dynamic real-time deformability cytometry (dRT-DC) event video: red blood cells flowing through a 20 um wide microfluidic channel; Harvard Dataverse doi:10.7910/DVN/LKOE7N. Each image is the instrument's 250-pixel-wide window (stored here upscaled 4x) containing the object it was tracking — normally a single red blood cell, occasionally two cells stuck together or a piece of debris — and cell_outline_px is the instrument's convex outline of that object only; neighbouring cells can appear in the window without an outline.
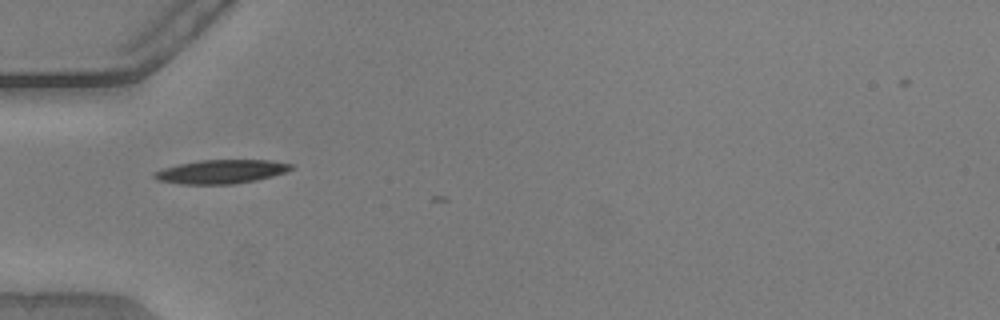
{"species": "common noctule bat (a hibernating species)", "species_latin": "Nyctalus noctula", "temperature_condition": "warm", "stored_images_in_passage": 2, "camera_frame_rate_fps": 3000, "um_per_image_px": 0.085, "animal": {"sex": "male", "body_mass_g": 20.5, "forearm_length_mm": 52.5}, "frame": {"image": 1, "passage_image": 1, "time_ms": 0.0, "image_size_px": [1000, 320], "cell_outline_px": [[292, 168], [284, 172], [272, 176], [256, 180], [236, 184], [180, 184], [156, 180], [152, 176], [152, 172], [164, 168], [180, 164], [200, 160], [268, 160], [292, 164]], "centroid_in_image_um": [18.74, 14.6], "position_along_channel_um": 66.3, "area_um2": 18.9}}